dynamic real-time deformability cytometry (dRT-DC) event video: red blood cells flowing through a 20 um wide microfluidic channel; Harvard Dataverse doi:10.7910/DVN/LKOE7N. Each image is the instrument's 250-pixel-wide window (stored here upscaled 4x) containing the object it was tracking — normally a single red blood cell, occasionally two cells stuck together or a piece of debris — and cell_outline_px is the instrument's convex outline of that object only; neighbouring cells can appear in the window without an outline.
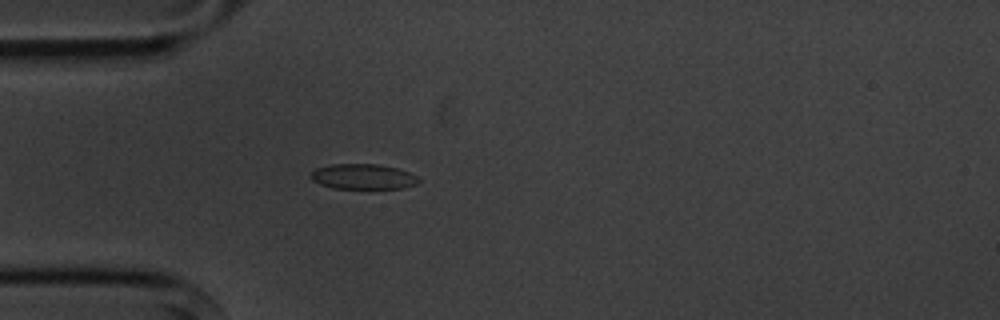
{"species": "common noctule bat (a hibernating species)", "species_latin": "Nyctalus noctula", "temperature_condition": "cold", "stored_images_in_passage": 3, "camera_frame_rate_fps": 3000, "um_per_image_px": 0.085, "animal": {"sex": "male", "body_mass_g": 20.1, "forearm_length_mm": 53.5}, "frame": {"image": 1, "passage_image": 3, "time_ms": 3.333, "image_size_px": [1000, 320], "cell_outline_px": [[420, 180], [416, 184], [404, 188], [332, 188], [320, 184], [312, 180], [308, 176], [316, 168], [332, 164], [376, 164], [396, 168], [408, 172], [416, 176]], "centroid_in_image_um": [30.83, 15.01], "position_along_channel_um": 54.2, "area_um2": 15.78}}